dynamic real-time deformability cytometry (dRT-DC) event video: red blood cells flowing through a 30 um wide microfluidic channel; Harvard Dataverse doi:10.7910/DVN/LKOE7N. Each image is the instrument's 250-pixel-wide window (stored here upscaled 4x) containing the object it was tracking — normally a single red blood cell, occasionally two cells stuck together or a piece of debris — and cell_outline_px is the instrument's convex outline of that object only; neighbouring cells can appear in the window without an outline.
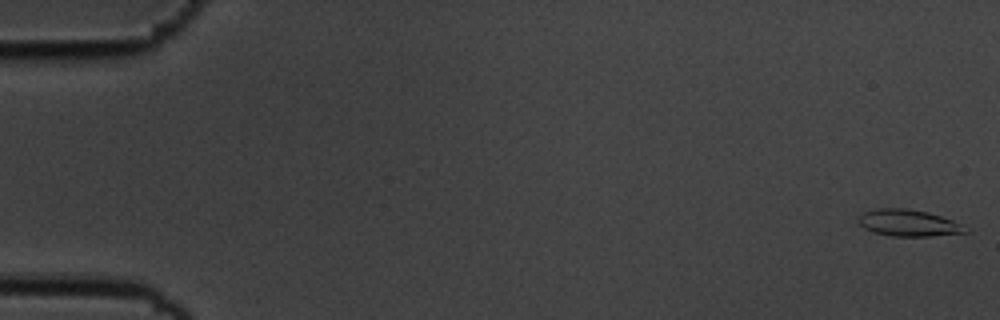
{"species": "common noctule bat (a hibernating species)", "species_latin": "Nyctalus noctula", "temperature_condition": "cold", "stored_images_in_passage": 55, "camera_frame_rate_fps": 3000, "um_per_image_px": 0.085, "animal": {"sex": "male", "body_mass_g": 19.5, "forearm_length_mm": 54.6}, "frame": {"image": 1, "passage_image": 1, "time_ms": 0.0, "image_size_px": [1000, 320], "cell_outline_px": [[968, 232], [928, 236], [892, 236], [872, 232], [864, 228], [860, 224], [860, 216], [864, 212], [876, 208], [904, 208], [928, 212], [952, 220], [960, 224]], "centroid_in_image_um": [77.18, 18.95], "position_along_channel_um": 7.8, "area_um2": 16.3}}
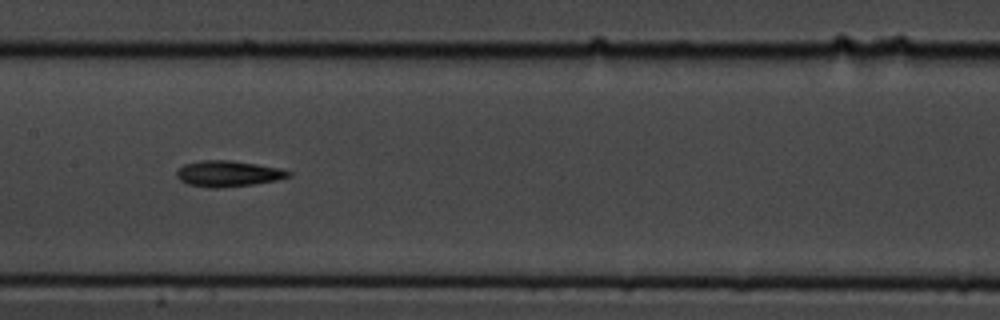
{"frame": {"image": 2, "passage_image": 28, "time_ms": 9.0, "image_size_px": [1000, 320], "cell_outline_px": [[292, 176], [276, 180], [252, 184], [220, 188], [208, 188], [188, 184], [180, 180], [176, 176], [176, 172], [184, 164], [200, 160], [228, 160], [256, 164], [280, 168], [292, 172]], "centroid_in_image_um": [19.38, 14.76], "position_along_channel_um": 188.0, "area_um2": 16.88}}
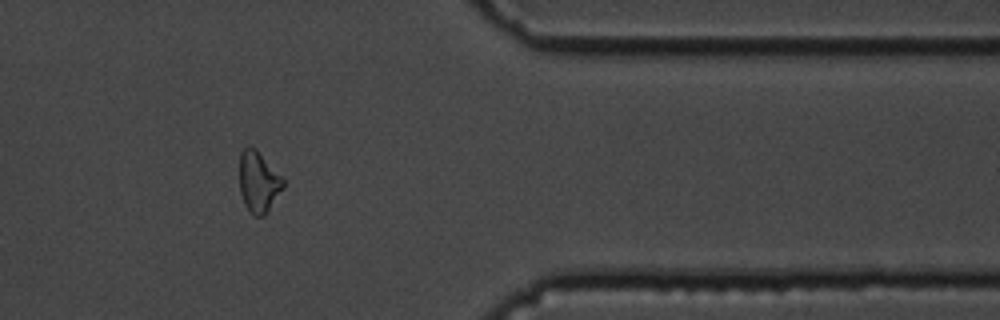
{"frame": {"image": 3, "passage_image": 46, "time_ms": 15.0, "image_size_px": [1000, 320], "cell_outline_px": [[284, 188], [268, 212], [264, 216], [252, 216], [248, 212], [244, 204], [240, 192], [240, 152], [248, 144], [256, 148], [284, 180]], "centroid_in_image_um": [21.96, 15.48], "position_along_channel_um": 389.4, "area_um2": 15.78}, "authors_computed_cell_mechanics": {"area_um2": 16.0106, "velocity_mm_per_s": 3.6455, "shape_relaxation_time_tau1_ms": 10.9312, "shape_relaxation_time_tau2_ms": null, "deformation_change_tau1": 0.2106, "deformation_change_tau2": null}}